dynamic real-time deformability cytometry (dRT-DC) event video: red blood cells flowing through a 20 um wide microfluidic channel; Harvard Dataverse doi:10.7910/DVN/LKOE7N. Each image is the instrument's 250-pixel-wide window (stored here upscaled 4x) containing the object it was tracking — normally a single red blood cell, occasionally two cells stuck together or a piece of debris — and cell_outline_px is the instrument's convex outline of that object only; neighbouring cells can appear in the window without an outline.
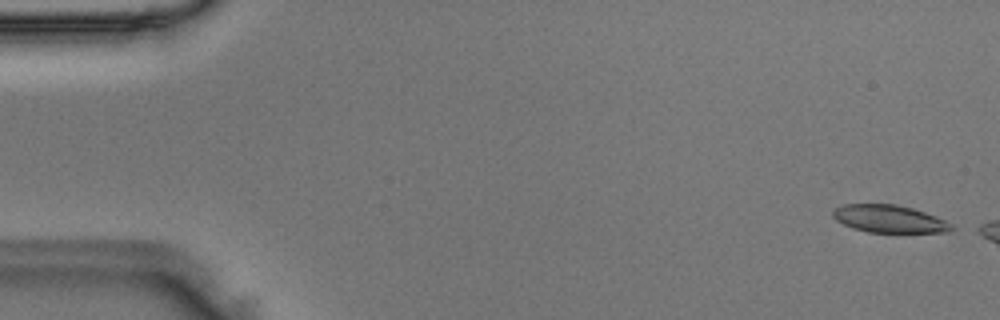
{"species": "Egyptian fruit bat (a non-hibernating species)", "species_latin": "Rousettus aegyptiacus", "temperature_condition": "room temperature", "stored_images_in_passage": 16, "camera_frame_rate_fps": 3000, "um_per_image_px": 0.085, "animal": {"sex": "male"}, "frame": {"image": 1, "passage_image": 2, "time_ms": 0.333, "image_size_px": [1000, 320], "cell_outline_px": [[952, 228], [948, 232], [868, 232], [852, 228], [836, 220], [832, 216], [832, 208], [844, 204], [896, 204], [912, 208], [936, 216], [952, 224]], "centroid_in_image_um": [75.53, 18.59], "position_along_channel_um": 9.5, "area_um2": 19.02}}